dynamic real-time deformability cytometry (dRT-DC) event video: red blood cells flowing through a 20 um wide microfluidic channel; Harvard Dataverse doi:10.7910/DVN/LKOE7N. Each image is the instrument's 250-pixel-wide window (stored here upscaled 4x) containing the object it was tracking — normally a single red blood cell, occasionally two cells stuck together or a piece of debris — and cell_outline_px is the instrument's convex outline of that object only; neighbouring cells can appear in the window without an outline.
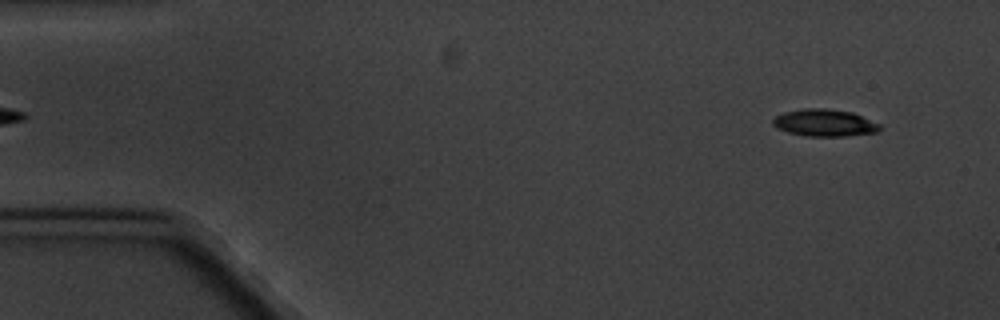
{"species": "common noctule bat (a hibernating species)", "species_latin": "Nyctalus noctula", "temperature_condition": "cold", "stored_images_in_passage": 5, "camera_frame_rate_fps": 3000, "um_per_image_px": 0.085, "animal": {"sex": "male", "body_mass_g": 20.1, "forearm_length_mm": 53.5}, "frame": {"image": 1, "passage_image": 1, "time_ms": 0.0, "image_size_px": [1000, 320], "cell_outline_px": [[880, 128], [876, 132], [848, 136], [808, 136], [788, 132], [772, 124], [772, 120], [776, 116], [784, 112], [804, 108], [828, 108], [852, 112], [880, 124]], "centroid_in_image_um": [70.09, 10.43], "position_along_channel_um": 14.9, "area_um2": 16.76}}
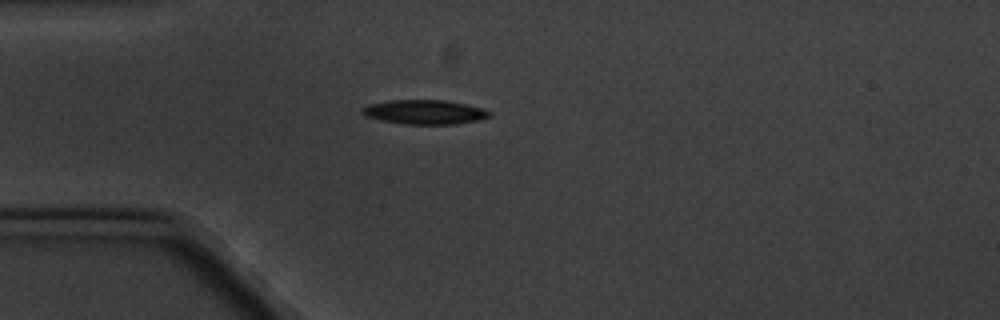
{"frame": {"image": 2, "passage_image": 4, "time_ms": 3.667, "image_size_px": [1000, 320], "cell_outline_px": [[492, 116], [476, 120], [456, 124], [404, 124], [380, 120], [364, 116], [360, 112], [360, 108], [368, 104], [392, 100], [444, 100], [464, 104], [480, 108], [492, 112]], "centroid_in_image_um": [36.03, 9.52], "position_along_channel_um": 49.0, "area_um2": 18.03}}